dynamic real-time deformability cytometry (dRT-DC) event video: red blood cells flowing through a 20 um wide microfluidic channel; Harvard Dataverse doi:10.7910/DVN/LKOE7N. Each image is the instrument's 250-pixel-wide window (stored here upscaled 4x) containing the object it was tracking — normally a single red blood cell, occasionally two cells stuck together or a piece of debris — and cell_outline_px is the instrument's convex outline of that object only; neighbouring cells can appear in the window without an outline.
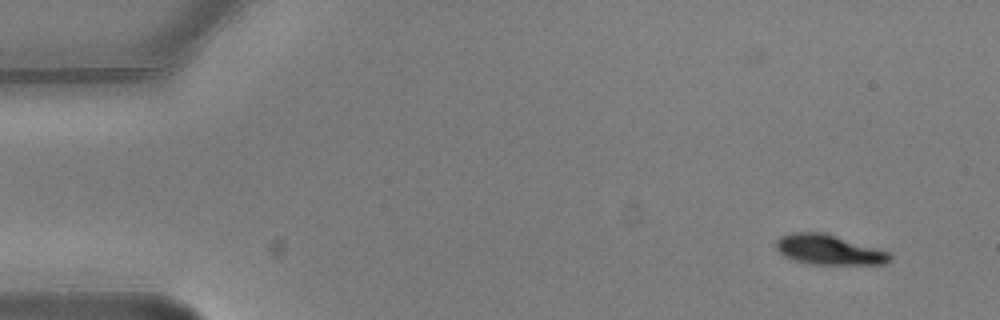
{"species": "common noctule bat (a hibernating species)", "species_latin": "Nyctalus noctula", "temperature_condition": "warm", "stored_images_in_passage": 5, "segment_of_instrument_passage": [1, 2], "camera_frame_rate_fps": 3000, "um_per_image_px": 0.085, "animal": {"sex": "male", "body_mass_g": 20.5, "forearm_length_mm": 52.5}, "frame": {"image": 1, "passage_image": 1, "time_ms": 0.0, "image_size_px": [1000, 320], "cell_outline_px": [[892, 260], [884, 264], [812, 264], [796, 260], [784, 256], [776, 248], [776, 240], [780, 236], [792, 232], [824, 232], [892, 252]], "centroid_in_image_um": [70.49, 21.22], "position_along_channel_um": 14.5, "area_um2": 20.0}}